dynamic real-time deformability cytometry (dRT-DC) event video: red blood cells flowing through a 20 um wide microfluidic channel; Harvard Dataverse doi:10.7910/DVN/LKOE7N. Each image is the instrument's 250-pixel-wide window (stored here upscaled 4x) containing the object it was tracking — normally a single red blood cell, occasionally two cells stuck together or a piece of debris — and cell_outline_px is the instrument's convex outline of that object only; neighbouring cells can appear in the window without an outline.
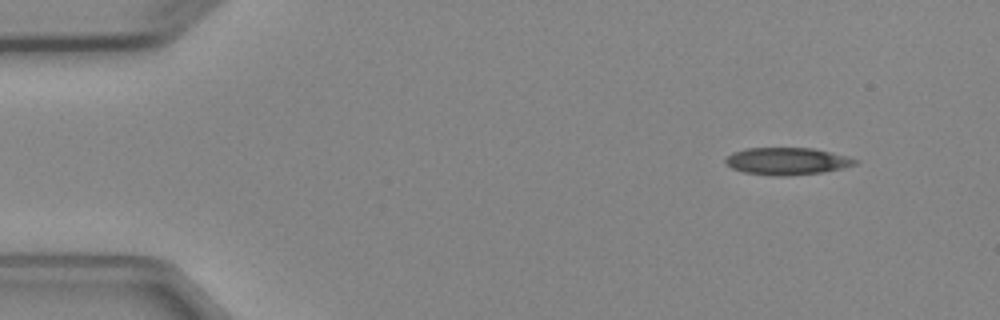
{"species": "Egyptian fruit bat (a non-hibernating species)", "species_latin": "Rousettus aegyptiacus", "temperature_condition": "cold", "stored_images_in_passage": 5, "camera_frame_rate_fps": 3000, "um_per_image_px": 0.085, "animal": {"sex": "female"}, "frame": {"image": 1, "passage_image": 1, "time_ms": 0.0, "image_size_px": [1000, 320], "cell_outline_px": [[860, 160], [856, 164], [824, 172], [788, 176], [776, 176], [744, 172], [732, 168], [724, 164], [724, 160], [732, 152], [748, 148], [812, 148], [848, 156]], "centroid_in_image_um": [66.88, 13.7], "position_along_channel_um": 18.1, "area_um2": 20.58}}
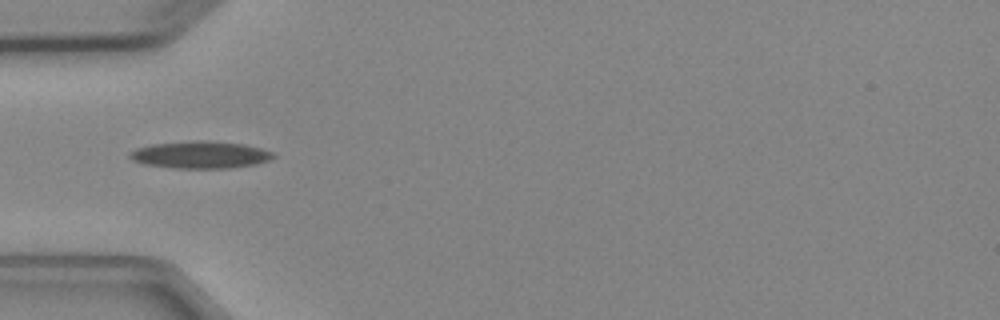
{"frame": {"image": 2, "passage_image": 4, "time_ms": 3.667, "image_size_px": [1000, 320], "cell_outline_px": [[276, 156], [268, 160], [252, 164], [228, 168], [172, 168], [144, 164], [132, 160], [128, 156], [128, 152], [136, 148], [152, 144], [192, 140], [208, 140], [244, 144], [260, 148], [272, 152]], "centroid_in_image_um": [16.96, 13.14], "position_along_channel_um": 68.0, "area_um2": 22.77}}